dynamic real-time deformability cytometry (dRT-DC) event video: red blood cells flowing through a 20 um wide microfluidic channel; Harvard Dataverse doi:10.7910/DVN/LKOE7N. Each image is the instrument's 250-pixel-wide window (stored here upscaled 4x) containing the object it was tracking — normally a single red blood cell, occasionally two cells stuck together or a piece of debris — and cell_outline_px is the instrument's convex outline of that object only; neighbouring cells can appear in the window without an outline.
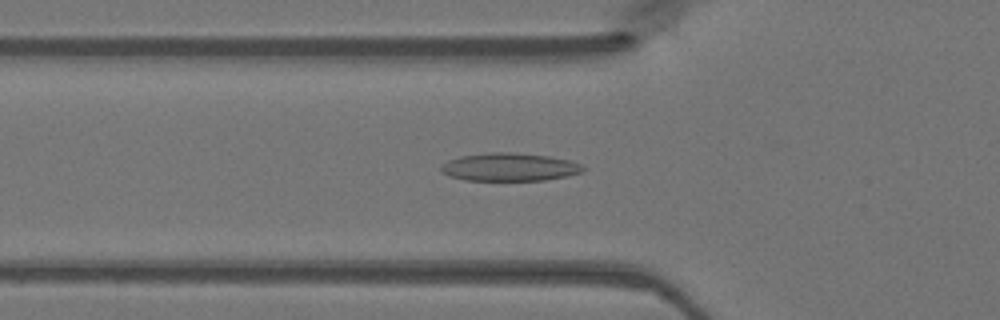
{"species": "Egyptian fruit bat (a non-hibernating species)", "species_latin": "Rousettus aegyptiacus", "temperature_condition": "warm", "stored_images_in_passage": 47, "camera_frame_rate_fps": 3000, "um_per_image_px": 0.085, "animal": {"sex": "female"}, "frame": {"image": 1, "passage_image": 16, "time_ms": 5.0, "image_size_px": [1000, 320], "cell_outline_px": [[584, 168], [580, 172], [568, 176], [544, 180], [464, 180], [448, 176], [440, 172], [440, 164], [448, 160], [460, 156], [488, 152], [508, 152], [548, 156], [572, 160], [580, 164]], "centroid_in_image_um": [43.25, 14.19], "position_along_channel_um": 82.6, "area_um2": 23.29}}
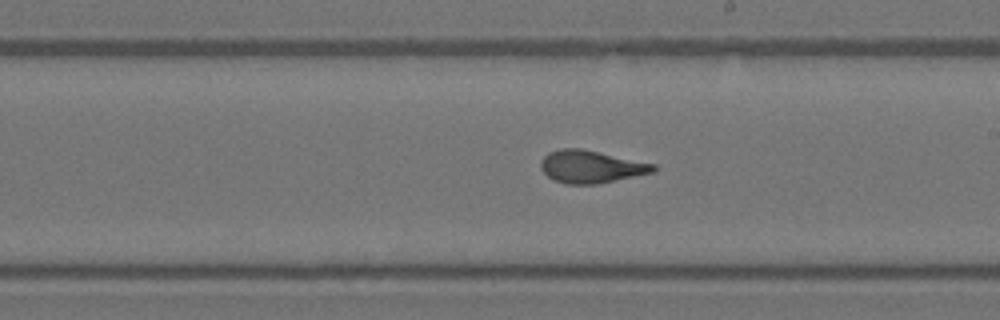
{"frame": {"image": 2, "passage_image": 27, "time_ms": 8.667, "image_size_px": [1000, 320], "cell_outline_px": [[656, 172], [596, 184], [564, 184], [552, 180], [540, 168], [540, 160], [548, 152], [560, 148], [580, 148], [656, 164]], "centroid_in_image_um": [50.21, 14.17], "position_along_channel_um": 238.8, "area_um2": 21.5}}
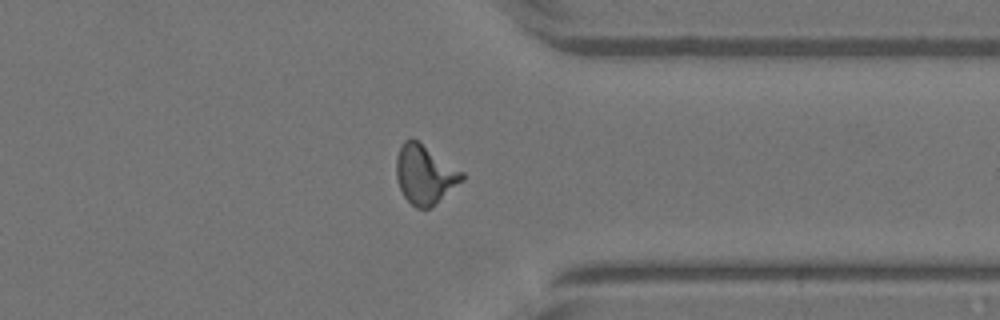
{"frame": {"image": 3, "passage_image": 37, "time_ms": 12.0, "image_size_px": [1000, 320], "cell_outline_px": [[464, 180], [428, 208], [416, 208], [404, 196], [400, 188], [396, 176], [396, 156], [404, 140], [412, 136], [464, 172]], "centroid_in_image_um": [36.09, 14.78], "position_along_channel_um": 375.3, "area_um2": 22.43}}